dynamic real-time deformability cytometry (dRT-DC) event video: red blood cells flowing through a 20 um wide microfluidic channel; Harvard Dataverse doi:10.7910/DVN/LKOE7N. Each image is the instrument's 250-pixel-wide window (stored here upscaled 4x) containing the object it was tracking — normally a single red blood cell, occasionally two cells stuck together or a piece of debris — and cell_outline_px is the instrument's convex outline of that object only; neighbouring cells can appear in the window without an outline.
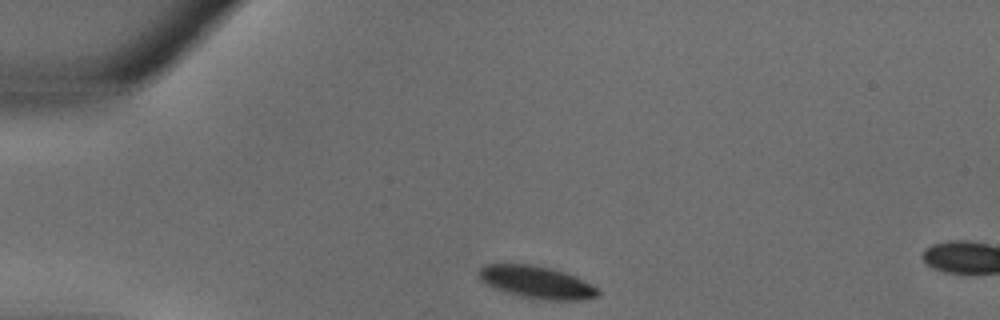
{"species": "common noctule bat (a hibernating species)", "species_latin": "Nyctalus noctula", "temperature_condition": "warm", "stored_images_in_passage": 4, "camera_frame_rate_fps": 3000, "um_per_image_px": 0.085, "animal": {"sex": "male", "body_mass_g": 18.8}, "frame": {"image": 1, "passage_image": 1, "time_ms": 0.0, "image_size_px": [1000, 320], "cell_outline_px": [[600, 296], [580, 300], [548, 300], [520, 296], [496, 288], [480, 280], [476, 272], [484, 264], [532, 264], [552, 268], [576, 276], [596, 288], [600, 292]], "centroid_in_image_um": [45.61, 23.97], "position_along_channel_um": 39.4, "area_um2": 22.37}}